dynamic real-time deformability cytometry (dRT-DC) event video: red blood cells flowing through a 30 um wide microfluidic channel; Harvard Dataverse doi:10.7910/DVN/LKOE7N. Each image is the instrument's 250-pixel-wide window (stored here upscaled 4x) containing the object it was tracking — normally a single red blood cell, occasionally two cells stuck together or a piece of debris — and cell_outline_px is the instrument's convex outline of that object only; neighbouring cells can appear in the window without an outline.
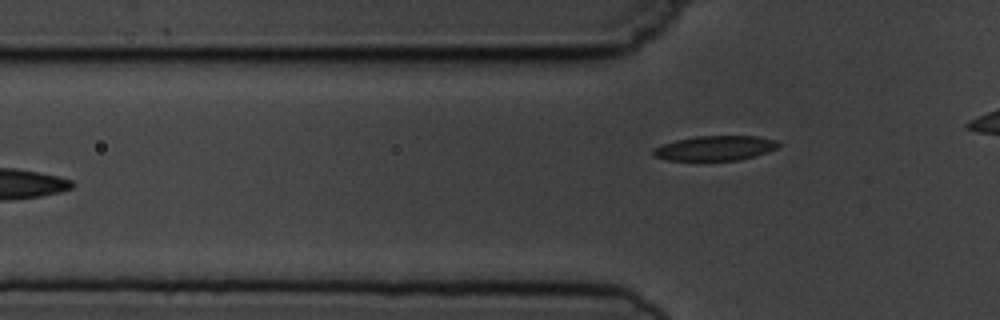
{"species": "common noctule bat (a hibernating species)", "species_latin": "Nyctalus noctula", "temperature_condition": "cold", "stored_images_in_passage": 5, "camera_frame_rate_fps": 3000, "um_per_image_px": 0.085, "animal": {"sex": "male", "body_mass_g": 19.5, "forearm_length_mm": 54.6}, "frame": {"image": 1, "passage_image": 5, "time_ms": 5.0, "image_size_px": [1000, 320], "cell_outline_px": [[780, 144], [776, 148], [768, 152], [740, 160], [668, 160], [652, 156], [652, 148], [676, 140], [696, 136], [756, 136], [776, 140]], "centroid_in_image_um": [60.76, 12.59], "position_along_channel_um": 65.0, "area_um2": 18.03}}